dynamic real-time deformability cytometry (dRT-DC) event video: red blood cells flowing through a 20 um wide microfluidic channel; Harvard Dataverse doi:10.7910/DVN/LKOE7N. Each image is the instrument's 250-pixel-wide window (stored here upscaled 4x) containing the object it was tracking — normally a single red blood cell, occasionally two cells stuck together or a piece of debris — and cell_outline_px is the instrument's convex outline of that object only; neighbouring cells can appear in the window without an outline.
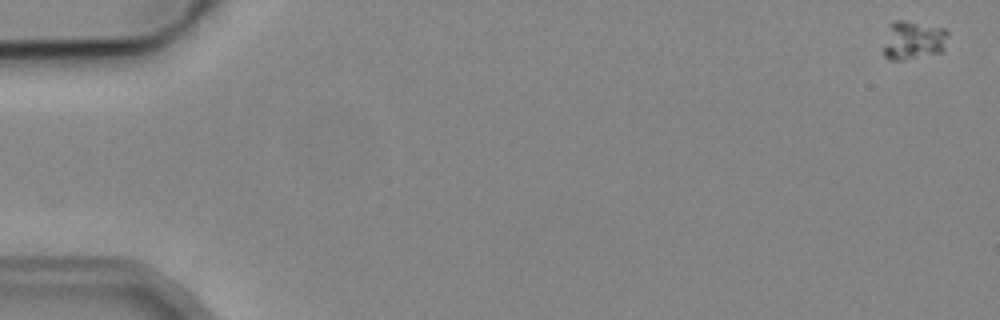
{"species": "common noctule bat (a hibernating species)", "species_latin": "Nyctalus noctula", "temperature_condition": "cold", "stored_images_in_passage": 7, "camera_frame_rate_fps": 3000, "um_per_image_px": 0.085, "animal": {"sex": "male", "body_mass_g": 19.2, "forearm_length_mm": 51.8}, "frame": {"image": 1, "passage_image": 1, "time_ms": 0.0, "image_size_px": [1000, 320], "cell_outline_px": [[948, 36], [944, 52], [904, 60], [888, 60], [880, 52], [892, 20], [908, 20], [944, 28], [948, 32]], "centroid_in_image_um": [77.61, 3.43], "position_along_channel_um": 7.4, "area_um2": 15.09}}
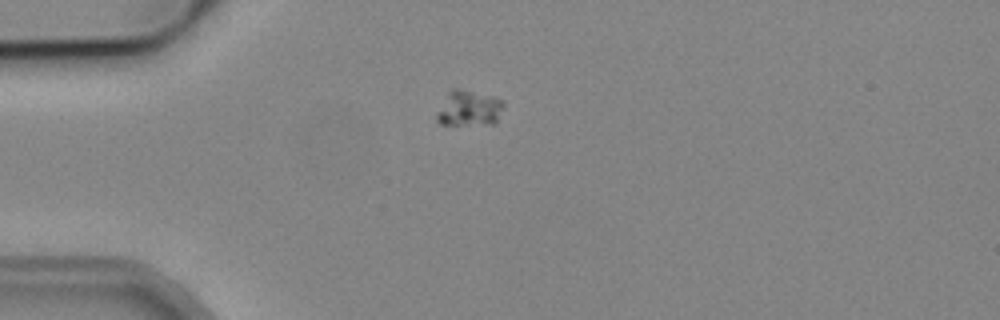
{"frame": {"image": 2, "passage_image": 5, "time_ms": 4.667, "image_size_px": [1000, 320], "cell_outline_px": [[504, 108], [496, 124], [440, 124], [436, 120], [436, 116], [448, 92], [452, 88], [460, 88], [488, 96], [500, 100], [504, 104]], "centroid_in_image_um": [39.88, 9.22], "position_along_channel_um": 45.1, "area_um2": 13.64}}